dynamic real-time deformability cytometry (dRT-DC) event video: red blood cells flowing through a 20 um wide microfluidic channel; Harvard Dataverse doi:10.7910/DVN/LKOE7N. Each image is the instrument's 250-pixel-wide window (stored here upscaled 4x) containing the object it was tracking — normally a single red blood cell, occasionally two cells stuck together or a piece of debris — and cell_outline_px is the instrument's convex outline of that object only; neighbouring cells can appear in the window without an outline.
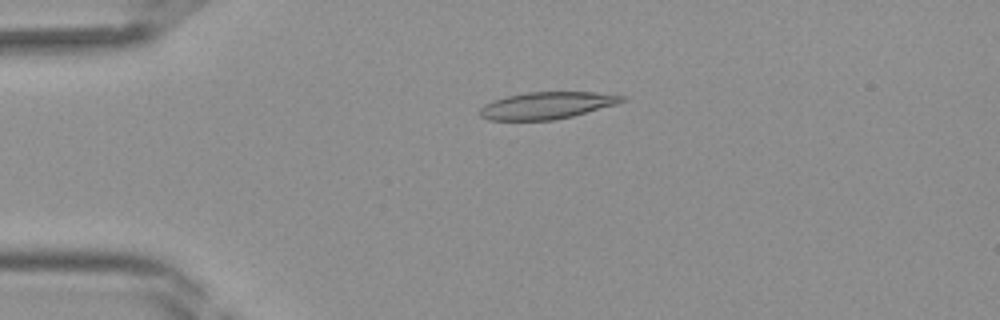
{"species": "Egyptian fruit bat (a non-hibernating species)", "species_latin": "Rousettus aegyptiacus", "temperature_condition": "room temperature", "stored_images_in_passage": 41, "camera_frame_rate_fps": 3000, "um_per_image_px": 0.085, "frame": {"image": 1, "passage_image": 9, "time_ms": 2.667, "image_size_px": [1000, 320], "cell_outline_px": [[628, 100], [616, 104], [572, 116], [556, 120], [488, 120], [480, 116], [480, 108], [484, 104], [492, 100], [504, 96], [528, 92], [596, 92], [628, 96]], "centroid_in_image_um": [46.49, 8.95], "position_along_channel_um": 38.5, "area_um2": 22.54}}
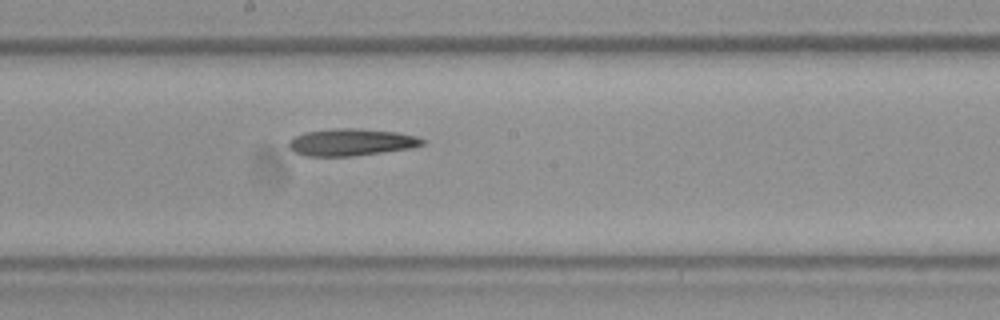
{"frame": {"image": 2, "passage_image": 22, "time_ms": 7.0, "image_size_px": [1000, 320], "cell_outline_px": [[424, 144], [412, 148], [384, 152], [352, 156], [304, 156], [288, 148], [288, 140], [304, 132], [336, 128], [360, 128], [396, 132], [416, 136], [424, 140]], "centroid_in_image_um": [29.83, 12.09], "position_along_channel_um": 218.4, "area_um2": 21.15}}
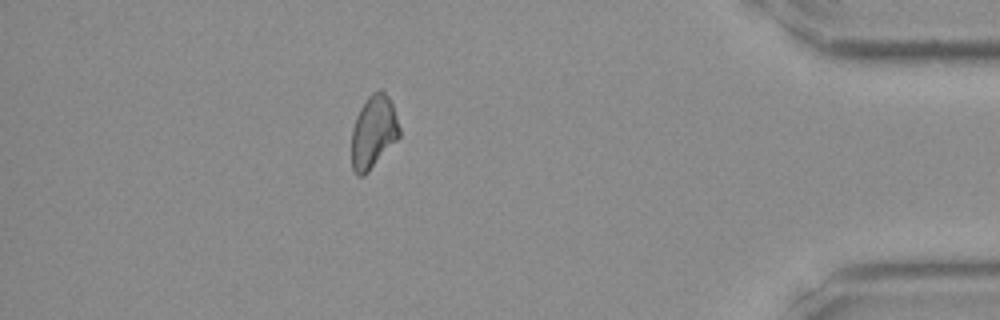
{"frame": {"image": 3, "passage_image": 36, "time_ms": 11.667, "image_size_px": [1000, 320], "cell_outline_px": [[400, 136], [368, 172], [364, 176], [356, 176], [352, 168], [352, 128], [356, 116], [360, 108], [368, 96], [372, 92], [380, 88], [388, 96], [392, 104], [400, 128]], "centroid_in_image_um": [31.73, 11.21], "position_along_channel_um": 403.5, "area_um2": 20.29}}